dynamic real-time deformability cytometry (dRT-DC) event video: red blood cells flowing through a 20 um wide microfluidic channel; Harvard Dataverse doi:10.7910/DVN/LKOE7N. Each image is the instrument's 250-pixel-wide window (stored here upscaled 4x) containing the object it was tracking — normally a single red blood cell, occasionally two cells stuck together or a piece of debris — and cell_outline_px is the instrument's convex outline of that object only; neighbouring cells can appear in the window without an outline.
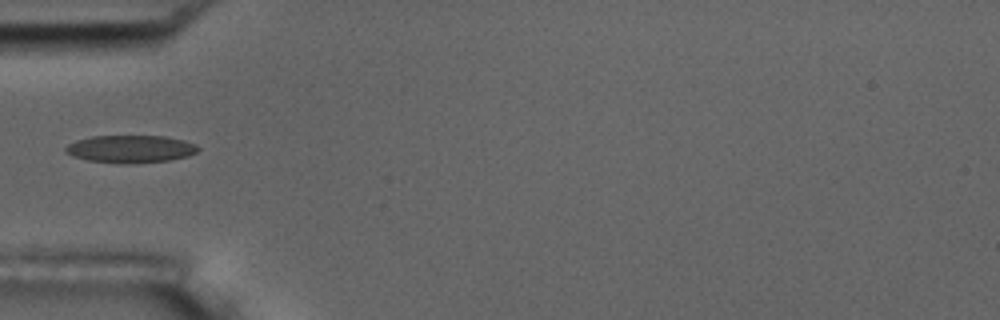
{"species": "common noctule bat (a hibernating species)", "species_latin": "Nyctalus noctula", "temperature_condition": "room temperature", "stored_images_in_passage": 37, "camera_frame_rate_fps": 3000, "um_per_image_px": 0.085, "animal": {"sex": "male", "body_mass_g": 17.5, "forearm_length_mm": 52.3}, "frame": {"image": 1, "passage_image": 1, "time_ms": 0.0, "image_size_px": [1000, 320], "cell_outline_px": [[200, 148], [196, 152], [188, 156], [168, 160], [124, 164], [120, 164], [88, 160], [64, 152], [64, 148], [68, 144], [76, 140], [92, 136], [164, 136], [184, 140], [196, 144]], "centroid_in_image_um": [11.1, 12.66], "position_along_channel_um": 73.9, "area_um2": 21.21}}